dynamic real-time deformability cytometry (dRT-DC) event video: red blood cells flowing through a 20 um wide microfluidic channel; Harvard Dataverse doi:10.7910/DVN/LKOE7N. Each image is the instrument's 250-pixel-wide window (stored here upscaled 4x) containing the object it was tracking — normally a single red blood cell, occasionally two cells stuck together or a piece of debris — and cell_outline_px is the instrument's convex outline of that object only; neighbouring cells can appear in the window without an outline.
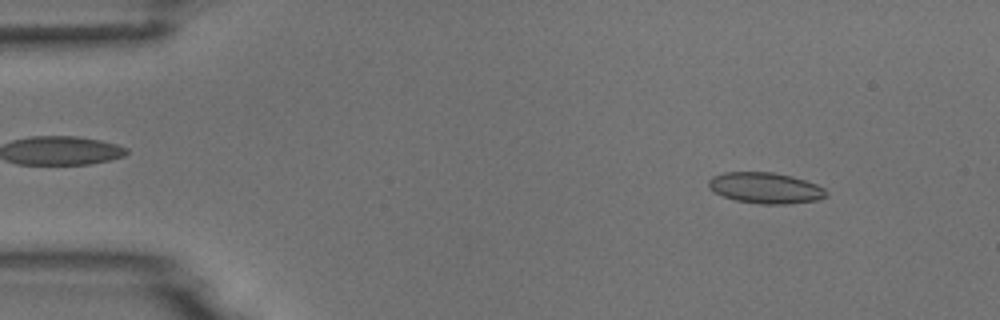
{"species": "common noctule bat (a hibernating species)", "species_latin": "Nyctalus noctula", "temperature_condition": "room temperature", "stored_images_in_passage": 8, "camera_frame_rate_fps": 3000, "um_per_image_px": 0.085, "animal": {"sex": "male", "body_mass_g": 18.8}, "frame": {"image": 1, "passage_image": 1, "time_ms": 0.0, "image_size_px": [1000, 320], "cell_outline_px": [[828, 196], [820, 200], [788, 204], [760, 204], [736, 200], [724, 196], [708, 188], [708, 180], [712, 176], [724, 172], [772, 172], [792, 176], [816, 184], [824, 188], [828, 192]], "centroid_in_image_um": [65.09, 15.98], "position_along_channel_um": 19.9, "area_um2": 21.33}}
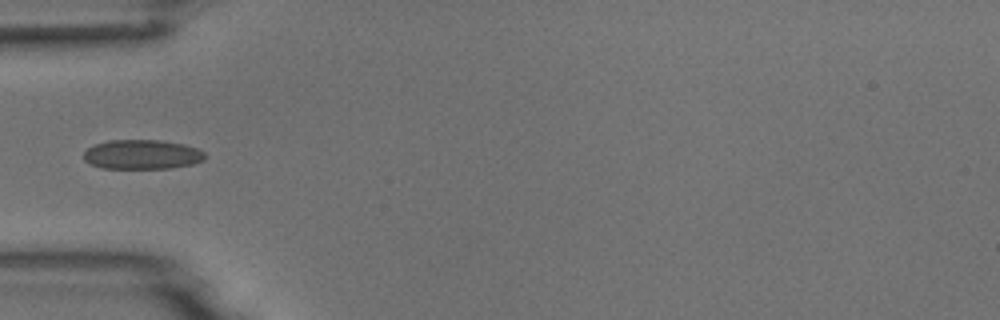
{"frame": {"image": 2, "passage_image": 4, "time_ms": 3.667, "image_size_px": [1000, 320], "cell_outline_px": [[208, 156], [204, 160], [192, 164], [172, 168], [100, 168], [84, 160], [84, 152], [92, 144], [108, 140], [160, 140], [184, 144], [196, 148], [204, 152]], "centroid_in_image_um": [12.08, 13.12], "position_along_channel_um": 72.9, "area_um2": 20.98}}